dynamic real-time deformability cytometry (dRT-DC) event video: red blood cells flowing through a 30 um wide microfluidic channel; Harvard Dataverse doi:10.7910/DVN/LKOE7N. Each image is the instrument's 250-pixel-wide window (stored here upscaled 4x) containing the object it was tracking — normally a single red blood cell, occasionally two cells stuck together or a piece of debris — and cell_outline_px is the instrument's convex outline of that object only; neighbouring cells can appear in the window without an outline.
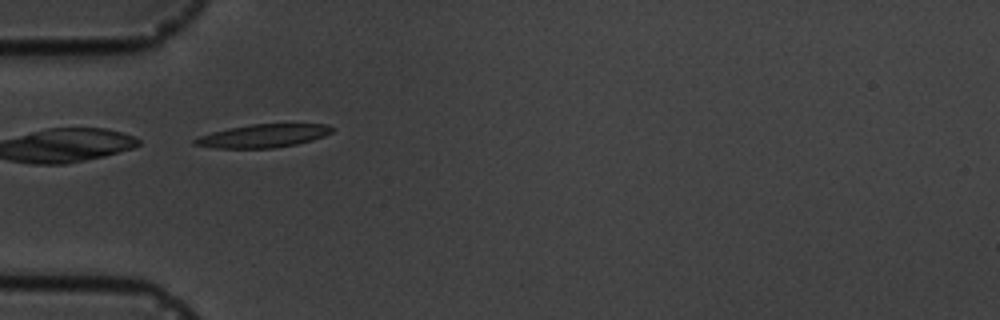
{"species": "common noctule bat (a hibernating species)", "species_latin": "Nyctalus noctula", "temperature_condition": "cold", "stored_images_in_passage": 2, "camera_frame_rate_fps": 3000, "um_per_image_px": 0.085, "animal": {"sex": "male", "body_mass_g": 19.5, "forearm_length_mm": 54.6}, "frame": {"image": 1, "passage_image": 1, "time_ms": 0.0, "image_size_px": [1000, 320], "cell_outline_px": [[336, 128], [332, 132], [324, 136], [312, 140], [296, 144], [276, 148], [212, 148], [192, 144], [192, 140], [200, 136], [212, 132], [228, 128], [252, 124], [328, 124]], "centroid_in_image_um": [22.38, 11.55], "position_along_channel_um": 62.6, "area_um2": 18.67}}